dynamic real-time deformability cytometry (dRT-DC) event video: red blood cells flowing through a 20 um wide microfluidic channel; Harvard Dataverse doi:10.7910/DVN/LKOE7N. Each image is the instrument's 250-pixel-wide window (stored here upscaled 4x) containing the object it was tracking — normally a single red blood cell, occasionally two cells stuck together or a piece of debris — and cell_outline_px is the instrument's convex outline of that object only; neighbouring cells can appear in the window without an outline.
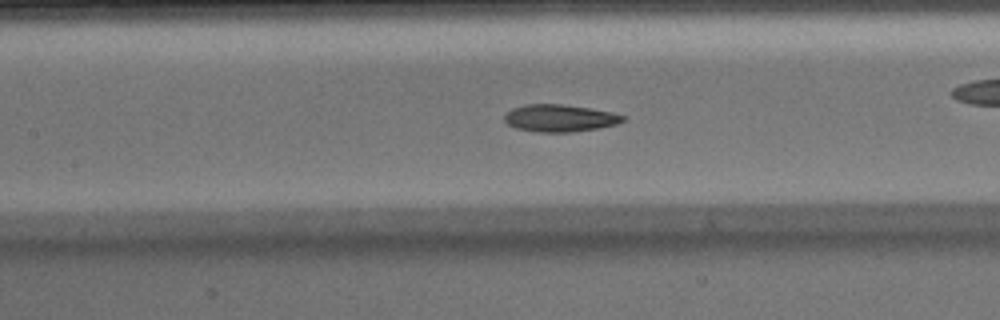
{"species": "Egyptian fruit bat (a non-hibernating species)", "species_latin": "Rousettus aegyptiacus", "temperature_condition": "warm", "stored_images_in_passage": 50, "camera_frame_rate_fps": 3000, "um_per_image_px": 0.085, "animal": {"sex": "male"}, "frame": {"image": 1, "passage_image": 22, "time_ms": 7.0, "image_size_px": [1000, 320], "cell_outline_px": [[628, 116], [624, 120], [616, 124], [596, 128], [572, 132], [536, 132], [516, 128], [508, 124], [504, 120], [504, 116], [512, 108], [528, 104], [560, 104], [592, 108], [612, 112]], "centroid_in_image_um": [47.59, 10.04], "position_along_channel_um": 159.8, "area_um2": 18.79}, "authors_computed_cell_mechanics": {"area_um2": 18.8139, "velocity_mm_per_s": 4.0738, "shape_relaxation_time_tau1_ms": 9.1725, "shape_relaxation_time_tau2_ms": 2.8062, "deformation_change_tau1": 0.2525, "deformation_change_tau2": 0.0951}}